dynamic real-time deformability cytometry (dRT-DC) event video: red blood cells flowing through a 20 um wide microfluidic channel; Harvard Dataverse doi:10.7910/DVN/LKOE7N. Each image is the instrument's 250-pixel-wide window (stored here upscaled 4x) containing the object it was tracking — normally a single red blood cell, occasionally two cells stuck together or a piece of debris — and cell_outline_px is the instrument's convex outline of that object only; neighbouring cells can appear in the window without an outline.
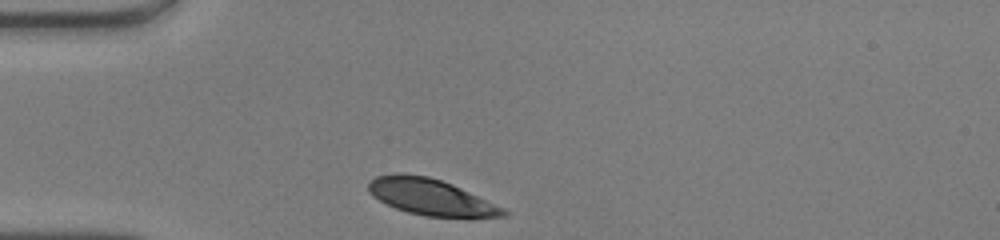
{"species": "human", "species_latin": "Homo sapiens", "temperature_condition": "warm", "stored_images_in_passage": 28, "camera_frame_rate_fps": 3000, "um_per_image_px": 0.085, "donor": {"sex": "male"}, "frame": {"image": 1, "passage_image": 1, "time_ms": 0.0, "image_size_px": [1000, 240], "cell_outline_px": [[508, 216], [472, 220], [468, 220], [424, 216], [408, 212], [396, 208], [372, 196], [368, 192], [368, 184], [376, 176], [396, 172], [404, 172], [428, 176], [452, 184], [504, 208], [508, 212]], "centroid_in_image_um": [36.69, 16.79], "position_along_channel_um": 48.3, "area_um2": 29.36}}
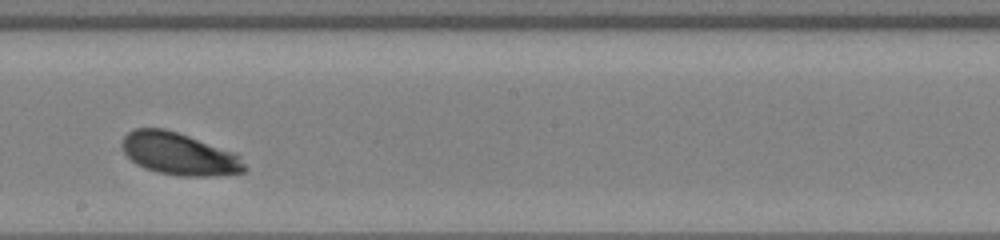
{"frame": {"image": 2, "passage_image": 16, "time_ms": 5.0, "image_size_px": [1000, 240], "cell_outline_px": [[248, 168], [244, 172], [216, 176], [180, 176], [160, 172], [144, 168], [136, 164], [124, 152], [120, 144], [124, 136], [128, 132], [136, 128], [164, 128], [236, 152], [240, 156]], "centroid_in_image_um": [15.25, 13.08], "position_along_channel_um": 232.9, "area_um2": 30.29}}
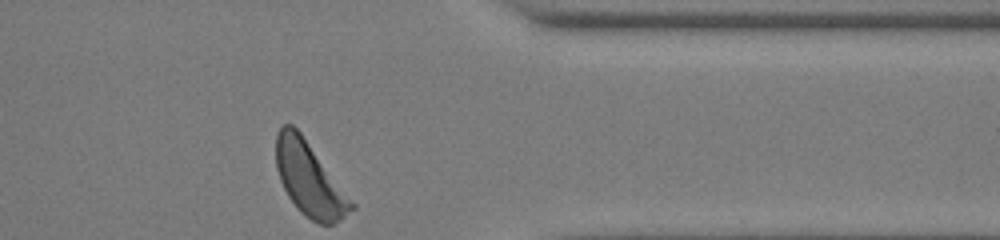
{"frame": {"image": 3, "passage_image": 28, "time_ms": 9.0, "image_size_px": [1000, 240], "cell_outline_px": [[356, 208], [340, 220], [332, 224], [320, 224], [312, 220], [300, 212], [288, 196], [280, 180], [276, 168], [276, 132], [284, 124], [292, 124], [300, 132], [356, 204]], "centroid_in_image_um": [26.31, 15.23], "position_along_channel_um": 385.1, "area_um2": 32.19}, "authors_computed_cell_mechanics": {"area_um2": 30.4028, "velocity_mm_per_s": 4.0874, "shape_relaxation_time_tau1_ms": 0.6944, "shape_relaxation_time_tau2_ms": 7.2801, "deformation_change_tau1": 0.0788, "deformation_change_tau2": 0.2245}}